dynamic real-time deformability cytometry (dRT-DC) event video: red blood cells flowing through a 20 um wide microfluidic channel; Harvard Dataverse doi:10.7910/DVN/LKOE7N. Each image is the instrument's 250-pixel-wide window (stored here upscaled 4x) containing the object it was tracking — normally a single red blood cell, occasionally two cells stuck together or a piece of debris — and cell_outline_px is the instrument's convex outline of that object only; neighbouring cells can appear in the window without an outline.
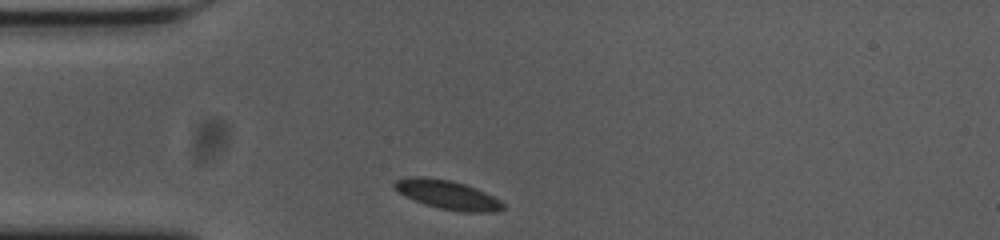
{"species": "common noctule bat (a hibernating species)", "species_latin": "Nyctalus noctula", "temperature_condition": "cold", "stored_images_in_passage": 32, "camera_frame_rate_fps": 3000, "um_per_image_px": 0.085, "animal": {"sex": "female", "body_mass_g": 23.0, "forearm_length_mm": 53.4}, "frame": {"image": 1, "passage_image": 1, "time_ms": 0.0, "image_size_px": [1000, 240], "cell_outline_px": [[504, 208], [496, 212], [460, 212], [440, 208], [424, 204], [400, 192], [392, 184], [396, 180], [416, 176], [448, 180], [464, 184], [476, 188], [500, 200], [504, 204]], "centroid_in_image_um": [38.09, 16.57], "position_along_channel_um": 46.9, "area_um2": 17.86}}
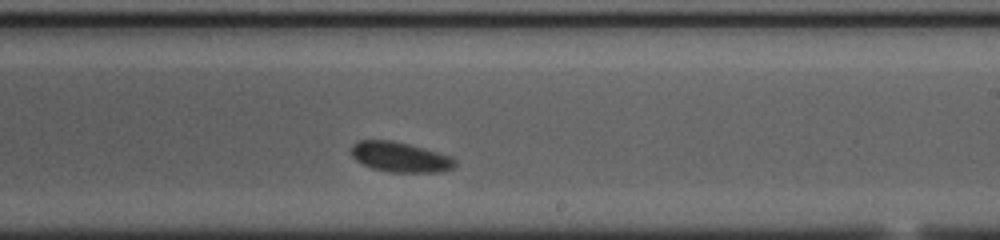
{"frame": {"image": 2, "passage_image": 20, "time_ms": 6.333, "image_size_px": [1000, 240], "cell_outline_px": [[456, 164], [452, 168], [436, 172], [388, 172], [372, 168], [356, 160], [352, 156], [352, 144], [360, 140], [392, 140], [424, 148], [452, 156], [456, 160]], "centroid_in_image_um": [34.01, 13.34], "position_along_channel_um": 255.0, "area_um2": 18.09}}
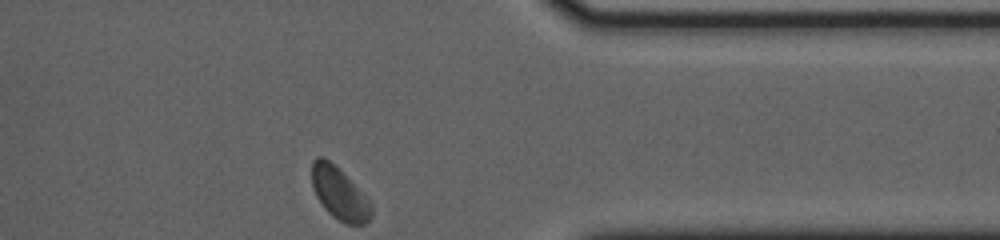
{"frame": {"image": 3, "passage_image": 32, "time_ms": 10.333, "image_size_px": [1000, 240], "cell_outline_px": [[372, 216], [364, 224], [344, 224], [332, 216], [324, 208], [316, 196], [312, 188], [312, 160], [316, 156], [324, 156], [372, 204]], "centroid_in_image_um": [28.81, 16.48], "position_along_channel_um": 382.6, "area_um2": 17.63}, "authors_computed_cell_mechanics": {"area_um2": 17.9758, "velocity_mm_per_s": 3.5271, "shape_relaxation_time_tau1_ms": 1.514, "shape_relaxation_time_tau2_ms": null, "deformation_change_tau1": 0.0786, "deformation_change_tau2": null}}